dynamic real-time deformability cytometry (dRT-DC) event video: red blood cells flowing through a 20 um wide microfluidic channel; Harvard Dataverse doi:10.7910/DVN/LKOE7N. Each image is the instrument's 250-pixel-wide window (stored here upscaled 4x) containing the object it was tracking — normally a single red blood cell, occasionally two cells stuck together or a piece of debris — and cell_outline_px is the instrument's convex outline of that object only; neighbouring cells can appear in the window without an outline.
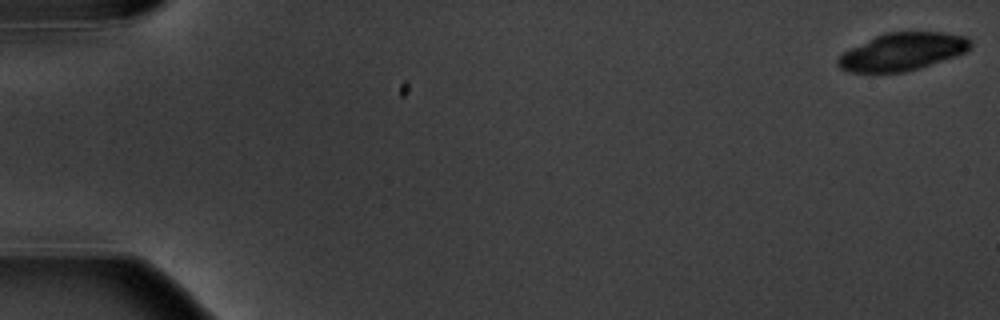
{"species": "common noctule bat (a hibernating species)", "species_latin": "Nyctalus noctula", "temperature_condition": "warm", "stored_images_in_passage": 6, "camera_frame_rate_fps": 3000, "um_per_image_px": 0.085, "animal": {"sex": "male", "body_mass_g": 20.1, "forearm_length_mm": 53.5}, "frame": {"image": 1, "passage_image": 1, "time_ms": 0.0, "image_size_px": [1000, 320], "cell_outline_px": [[972, 48], [956, 56], [920, 68], [904, 72], [848, 72], [840, 68], [836, 64], [836, 60], [844, 52], [876, 36], [888, 32], [944, 32], [968, 36], [972, 40]], "centroid_in_image_um": [76.76, 4.39], "position_along_channel_um": 8.2, "area_um2": 29.02}}